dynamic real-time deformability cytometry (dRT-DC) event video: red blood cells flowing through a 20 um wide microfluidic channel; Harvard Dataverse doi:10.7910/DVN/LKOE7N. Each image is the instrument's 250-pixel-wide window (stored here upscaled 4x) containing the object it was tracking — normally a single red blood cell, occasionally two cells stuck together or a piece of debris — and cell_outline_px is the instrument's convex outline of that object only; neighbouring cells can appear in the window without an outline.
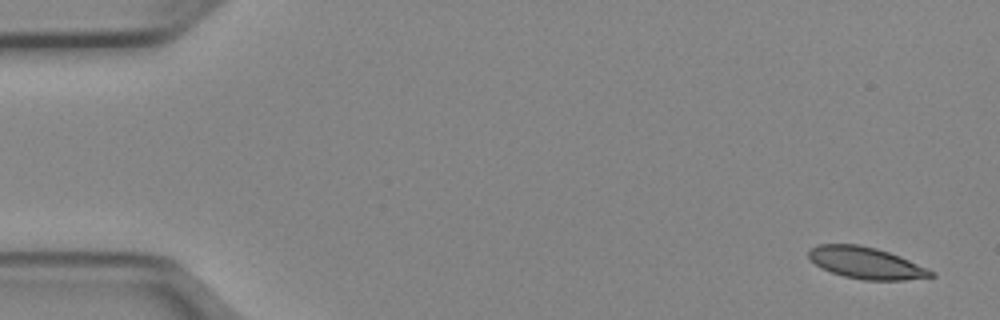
{"species": "Egyptian fruit bat (a non-hibernating species)", "species_latin": "Rousettus aegyptiacus", "temperature_condition": "cold", "stored_images_in_passage": 51, "segment_of_instrument_passage": [1, 2], "camera_frame_rate_fps": 3000, "um_per_image_px": 0.085, "animal": {"sex": "female"}, "frame": {"image": 1, "passage_image": 1, "time_ms": 0.0, "image_size_px": [1000, 320], "cell_outline_px": [[936, 276], [904, 280], [864, 280], [844, 276], [820, 268], [808, 256], [808, 248], [820, 244], [856, 244], [876, 248], [900, 256], [928, 268], [936, 272]], "centroid_in_image_um": [73.63, 22.35], "position_along_channel_um": 11.4, "area_um2": 22.6}}
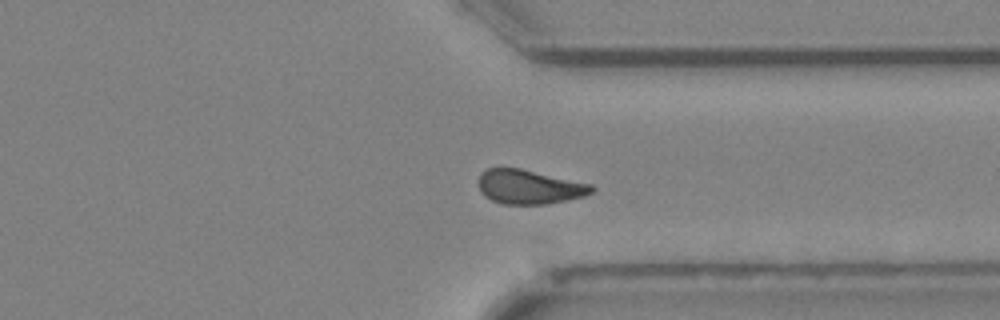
{"frame": {"image": 2, "passage_image": 38, "time_ms": 12.333, "image_size_px": [1000, 320], "cell_outline_px": [[596, 188], [592, 192], [584, 196], [544, 204], [504, 204], [492, 200], [484, 196], [480, 192], [480, 172], [488, 168], [520, 168], [592, 184]], "centroid_in_image_um": [44.99, 15.88], "position_along_channel_um": 366.4, "area_um2": 22.43}}
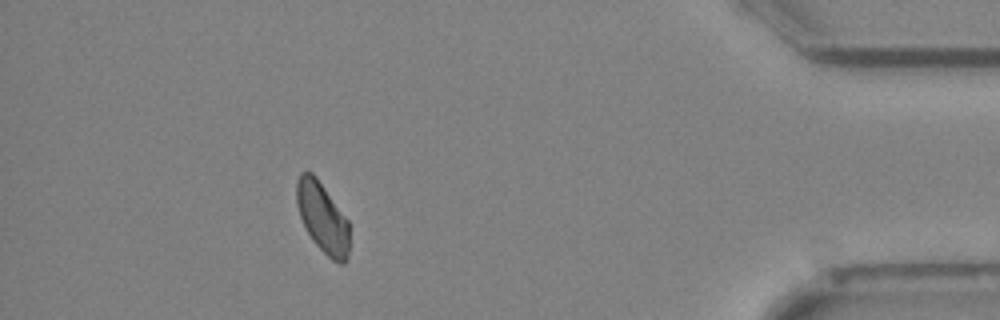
{"frame": {"image": 3, "passage_image": 45, "time_ms": 14.667, "image_size_px": [1000, 320], "cell_outline_px": [[348, 260], [344, 264], [340, 264], [332, 260], [312, 240], [300, 216], [296, 204], [296, 180], [300, 172], [312, 172], [316, 176], [348, 220]], "centroid_in_image_um": [27.4, 18.48], "position_along_channel_um": 407.8, "area_um2": 21.5}}